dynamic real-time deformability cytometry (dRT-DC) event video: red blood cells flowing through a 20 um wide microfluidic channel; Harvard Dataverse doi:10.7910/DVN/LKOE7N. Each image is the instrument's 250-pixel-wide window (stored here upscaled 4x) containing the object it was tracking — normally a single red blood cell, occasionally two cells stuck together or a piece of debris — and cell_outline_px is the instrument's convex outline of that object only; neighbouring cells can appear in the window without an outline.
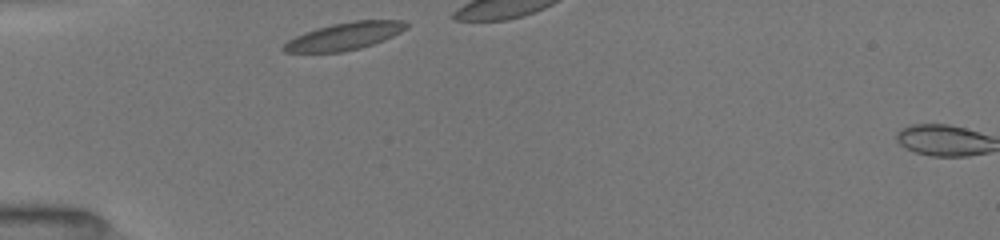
{"species": "common noctule bat (a hibernating species)", "species_latin": "Nyctalus noctula", "temperature_condition": "room temperature", "stored_images_in_passage": 2, "camera_frame_rate_fps": 3000, "um_per_image_px": 0.085, "animal": {"sex": "female", "body_mass_g": 19.5, "forearm_length_mm": 54.1}, "frame": {"image": 1, "passage_image": 1, "time_ms": 0.0, "image_size_px": [1000, 240], "cell_outline_px": [[408, 28], [384, 40], [360, 48], [340, 52], [284, 52], [280, 48], [288, 40], [304, 32], [316, 28], [332, 24], [356, 20], [404, 20], [408, 24]], "centroid_in_image_um": [29.28, 3.07], "position_along_channel_um": 55.7, "area_um2": 19.54}}